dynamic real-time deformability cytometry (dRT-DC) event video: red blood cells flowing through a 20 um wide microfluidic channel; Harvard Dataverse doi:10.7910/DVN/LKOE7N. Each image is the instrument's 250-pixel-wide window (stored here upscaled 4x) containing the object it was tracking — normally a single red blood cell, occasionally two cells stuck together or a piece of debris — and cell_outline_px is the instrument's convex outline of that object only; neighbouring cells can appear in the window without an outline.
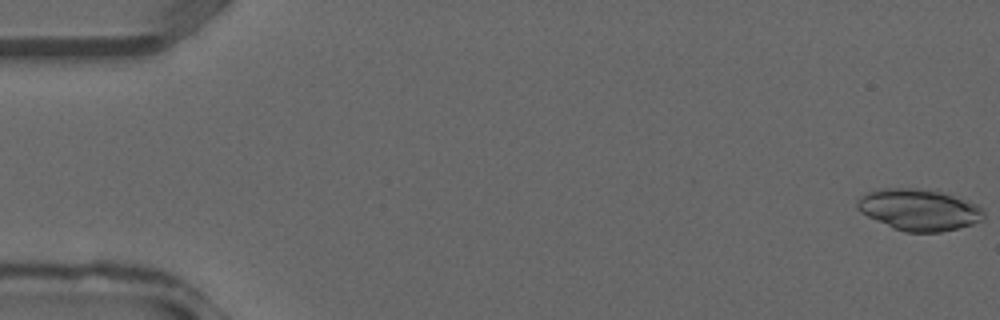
{"species": "common noctule bat (a hibernating species)", "species_latin": "Nyctalus noctula", "temperature_condition": "warm", "stored_images_in_passage": 23, "camera_frame_rate_fps": 3000, "um_per_image_px": 0.085, "animal": {"sex": "male", "forearm_length_mm": 52.5}, "frame": {"image": 1, "passage_image": 1, "time_ms": 0.0, "image_size_px": [1000, 320], "cell_outline_px": [[984, 220], [972, 224], [940, 232], [904, 232], [892, 228], [860, 212], [856, 208], [856, 200], [860, 196], [868, 192], [884, 188], [936, 188], [968, 200], [976, 204], [984, 212]], "centroid_in_image_um": [78.12, 17.8], "position_along_channel_um": 6.9, "area_um2": 31.1}}